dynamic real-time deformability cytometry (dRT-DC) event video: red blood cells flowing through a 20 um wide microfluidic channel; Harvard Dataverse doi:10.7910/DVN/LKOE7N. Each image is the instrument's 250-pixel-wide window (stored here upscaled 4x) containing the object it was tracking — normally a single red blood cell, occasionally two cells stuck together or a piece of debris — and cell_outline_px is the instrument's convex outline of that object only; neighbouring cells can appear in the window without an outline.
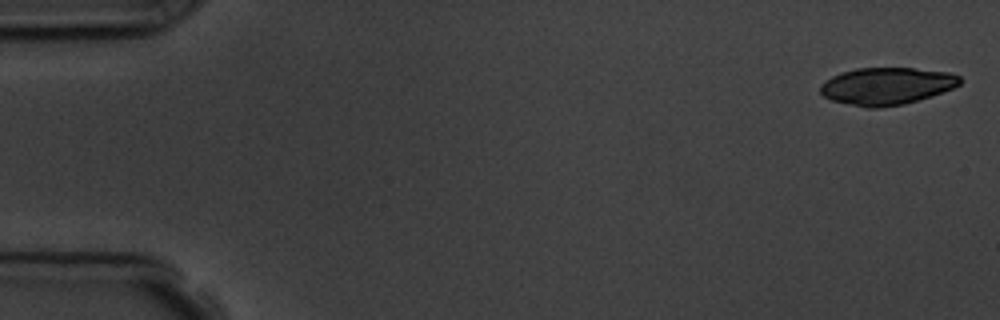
{"species": "common noctule bat (a hibernating species)", "species_latin": "Nyctalus noctula", "temperature_condition": "room temperature", "stored_images_in_passage": 5, "camera_frame_rate_fps": 3000, "um_per_image_px": 0.085, "animal": {"sex": "male", "body_mass_g": 19.5, "forearm_length_mm": 54.6}, "frame": {"image": 1, "passage_image": 1, "time_ms": 0.0, "image_size_px": [1000, 320], "cell_outline_px": [[960, 84], [952, 88], [904, 104], [876, 108], [868, 108], [832, 100], [824, 96], [820, 92], [820, 84], [832, 76], [840, 72], [856, 68], [912, 68], [948, 72], [960, 76]], "centroid_in_image_um": [75.32, 7.3], "position_along_channel_um": 9.7, "area_um2": 29.94}}